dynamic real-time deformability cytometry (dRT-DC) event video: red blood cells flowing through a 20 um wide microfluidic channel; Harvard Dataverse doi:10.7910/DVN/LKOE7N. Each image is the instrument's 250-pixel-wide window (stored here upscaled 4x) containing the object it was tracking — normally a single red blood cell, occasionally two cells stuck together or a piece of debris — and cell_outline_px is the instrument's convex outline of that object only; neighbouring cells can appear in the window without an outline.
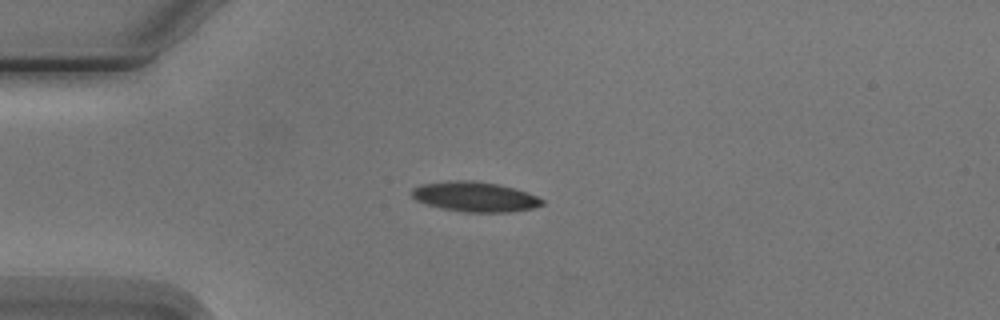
{"species": "Egyptian fruit bat (a non-hibernating species)", "species_latin": "Rousettus aegyptiacus", "temperature_condition": "cold", "stored_images_in_passage": 3, "camera_frame_rate_fps": 3000, "um_per_image_px": 0.085, "animal": {"sex": "male"}, "frame": {"image": 1, "passage_image": 3, "time_ms": 2.333, "image_size_px": [1000, 320], "cell_outline_px": [[544, 204], [532, 208], [508, 212], [464, 212], [440, 208], [416, 200], [412, 196], [412, 188], [420, 184], [448, 180], [476, 180], [496, 184], [528, 192], [544, 200]], "centroid_in_image_um": [40.34, 16.71], "position_along_channel_um": 44.7, "area_um2": 22.77}}